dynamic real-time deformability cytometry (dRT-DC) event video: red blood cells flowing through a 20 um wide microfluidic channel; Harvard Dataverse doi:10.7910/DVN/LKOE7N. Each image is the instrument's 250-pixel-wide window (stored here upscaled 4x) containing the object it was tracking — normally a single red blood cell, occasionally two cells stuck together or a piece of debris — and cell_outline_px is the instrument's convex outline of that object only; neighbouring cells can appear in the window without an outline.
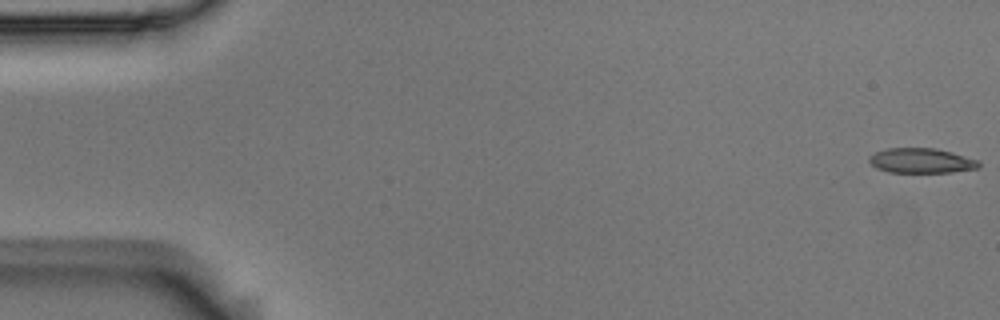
{"species": "Egyptian fruit bat (a non-hibernating species)", "species_latin": "Rousettus aegyptiacus", "temperature_condition": "room temperature", "stored_images_in_passage": 56, "camera_frame_rate_fps": 3000, "um_per_image_px": 0.085, "animal": {"sex": "male"}, "frame": {"image": 1, "passage_image": 1, "time_ms": 0.0, "image_size_px": [1000, 320], "cell_outline_px": [[980, 164], [976, 168], [952, 172], [888, 172], [876, 168], [868, 160], [868, 156], [876, 152], [888, 148], [936, 148], [952, 152], [980, 160]], "centroid_in_image_um": [78.31, 13.65], "position_along_channel_um": 6.7, "area_um2": 15.9}}
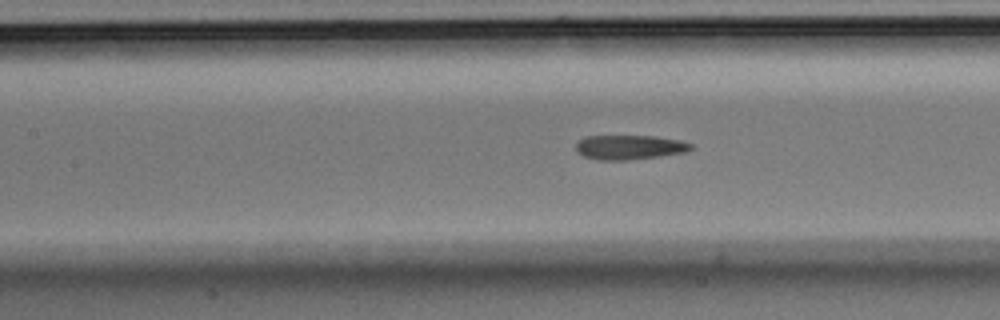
{"frame": {"image": 2, "passage_image": 25, "time_ms": 8.0, "image_size_px": [1000, 320], "cell_outline_px": [[692, 148], [684, 152], [660, 156], [624, 160], [600, 160], [584, 156], [576, 148], [576, 144], [584, 136], [656, 136], [680, 140], [692, 144]], "centroid_in_image_um": [53.51, 12.5], "position_along_channel_um": 153.9, "area_um2": 16.18}}
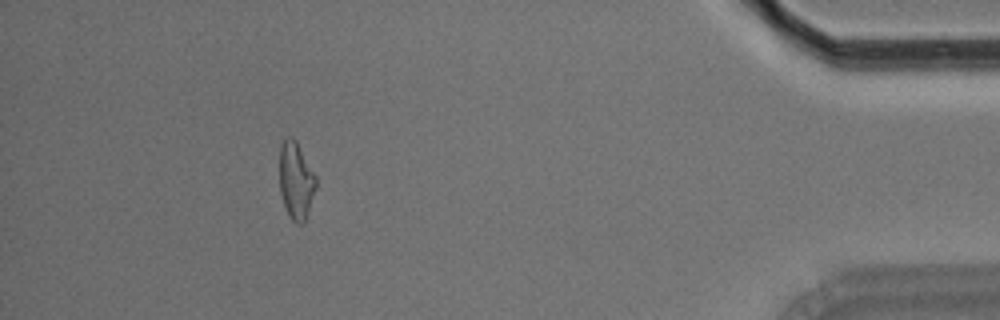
{"frame": {"image": 3, "passage_image": 51, "time_ms": 16.667, "image_size_px": [1000, 320], "cell_outline_px": [[316, 188], [304, 224], [296, 224], [288, 216], [280, 192], [280, 144], [284, 136], [292, 136], [296, 140], [316, 176]], "centroid_in_image_um": [25.15, 15.34], "position_along_channel_um": 410.0, "area_um2": 16.59}, "authors_computed_cell_mechanics": {"area_um2": 16.762, "velocity_mm_per_s": 3.6112, "shape_relaxation_time_tau1_ms": null, "shape_relaxation_time_tau2_ms": 3.8165, "deformation_change_tau1": null, "deformation_change_tau2": 0.1392}}